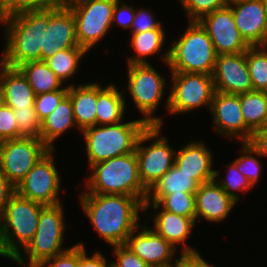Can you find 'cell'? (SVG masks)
Returning <instances> with one entry per match:
<instances>
[{
	"label": "cell",
	"mask_w": 267,
	"mask_h": 267,
	"mask_svg": "<svg viewBox=\"0 0 267 267\" xmlns=\"http://www.w3.org/2000/svg\"><path fill=\"white\" fill-rule=\"evenodd\" d=\"M80 199L94 229L111 246L125 244L128 236L140 225L139 213L144 212V205L136 197L81 192Z\"/></svg>",
	"instance_id": "6da1fadb"
},
{
	"label": "cell",
	"mask_w": 267,
	"mask_h": 267,
	"mask_svg": "<svg viewBox=\"0 0 267 267\" xmlns=\"http://www.w3.org/2000/svg\"><path fill=\"white\" fill-rule=\"evenodd\" d=\"M49 23V9H28L4 21L5 48L0 61L6 66L41 61V48Z\"/></svg>",
	"instance_id": "7a4b0ae2"
},
{
	"label": "cell",
	"mask_w": 267,
	"mask_h": 267,
	"mask_svg": "<svg viewBox=\"0 0 267 267\" xmlns=\"http://www.w3.org/2000/svg\"><path fill=\"white\" fill-rule=\"evenodd\" d=\"M90 170L83 193L129 195L144 205L148 190L140 180L135 151L98 162Z\"/></svg>",
	"instance_id": "3957f363"
},
{
	"label": "cell",
	"mask_w": 267,
	"mask_h": 267,
	"mask_svg": "<svg viewBox=\"0 0 267 267\" xmlns=\"http://www.w3.org/2000/svg\"><path fill=\"white\" fill-rule=\"evenodd\" d=\"M180 36L164 54H160L170 72L212 75L217 53L206 31L197 21H188L185 32Z\"/></svg>",
	"instance_id": "277c9868"
},
{
	"label": "cell",
	"mask_w": 267,
	"mask_h": 267,
	"mask_svg": "<svg viewBox=\"0 0 267 267\" xmlns=\"http://www.w3.org/2000/svg\"><path fill=\"white\" fill-rule=\"evenodd\" d=\"M147 126L142 119H136L85 128L81 133L86 142L88 168L98 162L134 152L138 138Z\"/></svg>",
	"instance_id": "5b68a950"
},
{
	"label": "cell",
	"mask_w": 267,
	"mask_h": 267,
	"mask_svg": "<svg viewBox=\"0 0 267 267\" xmlns=\"http://www.w3.org/2000/svg\"><path fill=\"white\" fill-rule=\"evenodd\" d=\"M63 210L61 203L46 205L41 210L34 238L12 260L13 262L17 263L18 266L20 265V267H37L43 261L67 250V248L62 247L66 229Z\"/></svg>",
	"instance_id": "8992f818"
},
{
	"label": "cell",
	"mask_w": 267,
	"mask_h": 267,
	"mask_svg": "<svg viewBox=\"0 0 267 267\" xmlns=\"http://www.w3.org/2000/svg\"><path fill=\"white\" fill-rule=\"evenodd\" d=\"M127 90L136 106L137 110L143 115L141 118L148 126L161 125V117L155 116L160 102L166 95L165 85L166 76L159 74L152 64H133L127 65Z\"/></svg>",
	"instance_id": "52a82bcc"
},
{
	"label": "cell",
	"mask_w": 267,
	"mask_h": 267,
	"mask_svg": "<svg viewBox=\"0 0 267 267\" xmlns=\"http://www.w3.org/2000/svg\"><path fill=\"white\" fill-rule=\"evenodd\" d=\"M45 206L15 193L0 215L8 249L15 257L34 238L41 210Z\"/></svg>",
	"instance_id": "ba28073f"
},
{
	"label": "cell",
	"mask_w": 267,
	"mask_h": 267,
	"mask_svg": "<svg viewBox=\"0 0 267 267\" xmlns=\"http://www.w3.org/2000/svg\"><path fill=\"white\" fill-rule=\"evenodd\" d=\"M161 125L147 126L138 138L135 153L138 172L143 186L149 191L153 185L173 167L176 150L161 136ZM152 140L150 145L143 143Z\"/></svg>",
	"instance_id": "9c48e42d"
},
{
	"label": "cell",
	"mask_w": 267,
	"mask_h": 267,
	"mask_svg": "<svg viewBox=\"0 0 267 267\" xmlns=\"http://www.w3.org/2000/svg\"><path fill=\"white\" fill-rule=\"evenodd\" d=\"M170 73L172 86H169L171 91L165 103L168 114L182 115L205 106L210 110L215 94L212 75L186 72Z\"/></svg>",
	"instance_id": "30bf717a"
},
{
	"label": "cell",
	"mask_w": 267,
	"mask_h": 267,
	"mask_svg": "<svg viewBox=\"0 0 267 267\" xmlns=\"http://www.w3.org/2000/svg\"><path fill=\"white\" fill-rule=\"evenodd\" d=\"M117 0H69L66 6L76 22L78 45L87 51L107 35L112 24Z\"/></svg>",
	"instance_id": "8fae6325"
},
{
	"label": "cell",
	"mask_w": 267,
	"mask_h": 267,
	"mask_svg": "<svg viewBox=\"0 0 267 267\" xmlns=\"http://www.w3.org/2000/svg\"><path fill=\"white\" fill-rule=\"evenodd\" d=\"M50 150L41 139L33 137L1 141V171L17 187L34 165Z\"/></svg>",
	"instance_id": "7c38bea8"
},
{
	"label": "cell",
	"mask_w": 267,
	"mask_h": 267,
	"mask_svg": "<svg viewBox=\"0 0 267 267\" xmlns=\"http://www.w3.org/2000/svg\"><path fill=\"white\" fill-rule=\"evenodd\" d=\"M54 152L55 149L50 150L27 173L16 187L18 195L44 205L62 203L59 198L61 176L54 163Z\"/></svg>",
	"instance_id": "4fadbf2b"
},
{
	"label": "cell",
	"mask_w": 267,
	"mask_h": 267,
	"mask_svg": "<svg viewBox=\"0 0 267 267\" xmlns=\"http://www.w3.org/2000/svg\"><path fill=\"white\" fill-rule=\"evenodd\" d=\"M197 22L211 38L217 55L242 53L250 47L241 37L229 5L202 16Z\"/></svg>",
	"instance_id": "5bb4252c"
},
{
	"label": "cell",
	"mask_w": 267,
	"mask_h": 267,
	"mask_svg": "<svg viewBox=\"0 0 267 267\" xmlns=\"http://www.w3.org/2000/svg\"><path fill=\"white\" fill-rule=\"evenodd\" d=\"M212 77L217 92L239 95L253 91L246 52L217 55Z\"/></svg>",
	"instance_id": "9a60e30c"
},
{
	"label": "cell",
	"mask_w": 267,
	"mask_h": 267,
	"mask_svg": "<svg viewBox=\"0 0 267 267\" xmlns=\"http://www.w3.org/2000/svg\"><path fill=\"white\" fill-rule=\"evenodd\" d=\"M215 131L228 136L229 139L238 138L242 142H250L253 133L246 127L240 105V94H225L215 91L211 102Z\"/></svg>",
	"instance_id": "2e32d148"
},
{
	"label": "cell",
	"mask_w": 267,
	"mask_h": 267,
	"mask_svg": "<svg viewBox=\"0 0 267 267\" xmlns=\"http://www.w3.org/2000/svg\"><path fill=\"white\" fill-rule=\"evenodd\" d=\"M125 245L150 267H173V259L177 260L173 258L176 248L147 225L140 224L128 236Z\"/></svg>",
	"instance_id": "e0dca14e"
},
{
	"label": "cell",
	"mask_w": 267,
	"mask_h": 267,
	"mask_svg": "<svg viewBox=\"0 0 267 267\" xmlns=\"http://www.w3.org/2000/svg\"><path fill=\"white\" fill-rule=\"evenodd\" d=\"M241 37L249 46L267 44V9L261 0H244L229 4Z\"/></svg>",
	"instance_id": "ac0fdd59"
},
{
	"label": "cell",
	"mask_w": 267,
	"mask_h": 267,
	"mask_svg": "<svg viewBox=\"0 0 267 267\" xmlns=\"http://www.w3.org/2000/svg\"><path fill=\"white\" fill-rule=\"evenodd\" d=\"M78 46L76 22L72 11L66 5L49 9V23L41 48V61H45L58 51Z\"/></svg>",
	"instance_id": "d6986e66"
},
{
	"label": "cell",
	"mask_w": 267,
	"mask_h": 267,
	"mask_svg": "<svg viewBox=\"0 0 267 267\" xmlns=\"http://www.w3.org/2000/svg\"><path fill=\"white\" fill-rule=\"evenodd\" d=\"M205 142L189 141L175 152L176 165L199 184L213 181L219 176V171L213 169V154Z\"/></svg>",
	"instance_id": "ffe728a7"
},
{
	"label": "cell",
	"mask_w": 267,
	"mask_h": 267,
	"mask_svg": "<svg viewBox=\"0 0 267 267\" xmlns=\"http://www.w3.org/2000/svg\"><path fill=\"white\" fill-rule=\"evenodd\" d=\"M236 204L215 180L203 183L195 192L196 221L222 222Z\"/></svg>",
	"instance_id": "44dd1931"
},
{
	"label": "cell",
	"mask_w": 267,
	"mask_h": 267,
	"mask_svg": "<svg viewBox=\"0 0 267 267\" xmlns=\"http://www.w3.org/2000/svg\"><path fill=\"white\" fill-rule=\"evenodd\" d=\"M152 206L156 210L153 216V230L165 238L174 248L182 244L180 252H195L196 249L186 244V240L191 237L193 227L196 225V218L183 217L163 210L157 203H144V211ZM160 208V210H159ZM158 210V212H157Z\"/></svg>",
	"instance_id": "7402d4cb"
},
{
	"label": "cell",
	"mask_w": 267,
	"mask_h": 267,
	"mask_svg": "<svg viewBox=\"0 0 267 267\" xmlns=\"http://www.w3.org/2000/svg\"><path fill=\"white\" fill-rule=\"evenodd\" d=\"M0 86L6 105L14 108H28L34 105V90L18 68L6 66L0 61Z\"/></svg>",
	"instance_id": "603a6c76"
},
{
	"label": "cell",
	"mask_w": 267,
	"mask_h": 267,
	"mask_svg": "<svg viewBox=\"0 0 267 267\" xmlns=\"http://www.w3.org/2000/svg\"><path fill=\"white\" fill-rule=\"evenodd\" d=\"M68 96L73 105L77 129L83 131L96 125L97 82L68 84Z\"/></svg>",
	"instance_id": "cb8c5ba5"
},
{
	"label": "cell",
	"mask_w": 267,
	"mask_h": 267,
	"mask_svg": "<svg viewBox=\"0 0 267 267\" xmlns=\"http://www.w3.org/2000/svg\"><path fill=\"white\" fill-rule=\"evenodd\" d=\"M125 88L118 91L114 84L101 86L97 83L96 125H109L122 122L127 105Z\"/></svg>",
	"instance_id": "d4e9b609"
},
{
	"label": "cell",
	"mask_w": 267,
	"mask_h": 267,
	"mask_svg": "<svg viewBox=\"0 0 267 267\" xmlns=\"http://www.w3.org/2000/svg\"><path fill=\"white\" fill-rule=\"evenodd\" d=\"M74 126L77 127L73 105L70 97L67 95L54 111L42 120L40 139L53 150L55 149L53 147L54 141Z\"/></svg>",
	"instance_id": "484cf974"
},
{
	"label": "cell",
	"mask_w": 267,
	"mask_h": 267,
	"mask_svg": "<svg viewBox=\"0 0 267 267\" xmlns=\"http://www.w3.org/2000/svg\"><path fill=\"white\" fill-rule=\"evenodd\" d=\"M199 184L182 172L176 165H173L148 191L144 203H158L165 195L171 193L196 192Z\"/></svg>",
	"instance_id": "4316f807"
},
{
	"label": "cell",
	"mask_w": 267,
	"mask_h": 267,
	"mask_svg": "<svg viewBox=\"0 0 267 267\" xmlns=\"http://www.w3.org/2000/svg\"><path fill=\"white\" fill-rule=\"evenodd\" d=\"M166 39L164 29H151L143 33H131L130 47L136 55L127 58V65L149 64L146 58L162 53Z\"/></svg>",
	"instance_id": "83f0119b"
},
{
	"label": "cell",
	"mask_w": 267,
	"mask_h": 267,
	"mask_svg": "<svg viewBox=\"0 0 267 267\" xmlns=\"http://www.w3.org/2000/svg\"><path fill=\"white\" fill-rule=\"evenodd\" d=\"M36 95L60 90L64 83L48 67L45 61L26 62L18 67Z\"/></svg>",
	"instance_id": "f1b7e54d"
},
{
	"label": "cell",
	"mask_w": 267,
	"mask_h": 267,
	"mask_svg": "<svg viewBox=\"0 0 267 267\" xmlns=\"http://www.w3.org/2000/svg\"><path fill=\"white\" fill-rule=\"evenodd\" d=\"M240 105L245 125L252 133L267 125V92L240 94Z\"/></svg>",
	"instance_id": "f546056e"
},
{
	"label": "cell",
	"mask_w": 267,
	"mask_h": 267,
	"mask_svg": "<svg viewBox=\"0 0 267 267\" xmlns=\"http://www.w3.org/2000/svg\"><path fill=\"white\" fill-rule=\"evenodd\" d=\"M88 51L81 47L67 48L58 51L53 56L45 60L48 67L56 74V76L64 83L70 80L76 74L80 66L81 58H84ZM75 73V74H74Z\"/></svg>",
	"instance_id": "4dcf8cb0"
},
{
	"label": "cell",
	"mask_w": 267,
	"mask_h": 267,
	"mask_svg": "<svg viewBox=\"0 0 267 267\" xmlns=\"http://www.w3.org/2000/svg\"><path fill=\"white\" fill-rule=\"evenodd\" d=\"M246 61L254 91L267 92V46H250Z\"/></svg>",
	"instance_id": "1f68e13d"
},
{
	"label": "cell",
	"mask_w": 267,
	"mask_h": 267,
	"mask_svg": "<svg viewBox=\"0 0 267 267\" xmlns=\"http://www.w3.org/2000/svg\"><path fill=\"white\" fill-rule=\"evenodd\" d=\"M241 144V153L243 155L232 162L237 166L238 171L243 174L254 187L261 176L262 164L260 160H258V157L260 158L262 155L250 142H242Z\"/></svg>",
	"instance_id": "d6a6232c"
},
{
	"label": "cell",
	"mask_w": 267,
	"mask_h": 267,
	"mask_svg": "<svg viewBox=\"0 0 267 267\" xmlns=\"http://www.w3.org/2000/svg\"><path fill=\"white\" fill-rule=\"evenodd\" d=\"M157 204L167 212L195 218V192L167 194Z\"/></svg>",
	"instance_id": "836d02e7"
},
{
	"label": "cell",
	"mask_w": 267,
	"mask_h": 267,
	"mask_svg": "<svg viewBox=\"0 0 267 267\" xmlns=\"http://www.w3.org/2000/svg\"><path fill=\"white\" fill-rule=\"evenodd\" d=\"M13 112L21 136L40 139L42 121L37 116L35 105L28 108H14Z\"/></svg>",
	"instance_id": "e575fe53"
},
{
	"label": "cell",
	"mask_w": 267,
	"mask_h": 267,
	"mask_svg": "<svg viewBox=\"0 0 267 267\" xmlns=\"http://www.w3.org/2000/svg\"><path fill=\"white\" fill-rule=\"evenodd\" d=\"M228 166L229 169L225 177L222 179L220 178L219 181L218 179L214 180L234 201L238 202L241 197L236 192L244 191L246 194L253 186L248 179L238 171L237 166L233 162L228 163Z\"/></svg>",
	"instance_id": "d590c367"
},
{
	"label": "cell",
	"mask_w": 267,
	"mask_h": 267,
	"mask_svg": "<svg viewBox=\"0 0 267 267\" xmlns=\"http://www.w3.org/2000/svg\"><path fill=\"white\" fill-rule=\"evenodd\" d=\"M189 21H198L202 16L228 5L226 0H178Z\"/></svg>",
	"instance_id": "8d00e7d4"
},
{
	"label": "cell",
	"mask_w": 267,
	"mask_h": 267,
	"mask_svg": "<svg viewBox=\"0 0 267 267\" xmlns=\"http://www.w3.org/2000/svg\"><path fill=\"white\" fill-rule=\"evenodd\" d=\"M68 95V86L60 90L51 91L35 96V111L42 121L60 104V102Z\"/></svg>",
	"instance_id": "74e56055"
},
{
	"label": "cell",
	"mask_w": 267,
	"mask_h": 267,
	"mask_svg": "<svg viewBox=\"0 0 267 267\" xmlns=\"http://www.w3.org/2000/svg\"><path fill=\"white\" fill-rule=\"evenodd\" d=\"M21 137L13 109L5 105L0 109V142Z\"/></svg>",
	"instance_id": "f35d334b"
},
{
	"label": "cell",
	"mask_w": 267,
	"mask_h": 267,
	"mask_svg": "<svg viewBox=\"0 0 267 267\" xmlns=\"http://www.w3.org/2000/svg\"><path fill=\"white\" fill-rule=\"evenodd\" d=\"M52 258L43 261L37 267H79V243Z\"/></svg>",
	"instance_id": "ab89813d"
},
{
	"label": "cell",
	"mask_w": 267,
	"mask_h": 267,
	"mask_svg": "<svg viewBox=\"0 0 267 267\" xmlns=\"http://www.w3.org/2000/svg\"><path fill=\"white\" fill-rule=\"evenodd\" d=\"M151 10L139 8L135 10V17L131 27V33H143L151 29H164L163 24L155 19Z\"/></svg>",
	"instance_id": "60d3db41"
},
{
	"label": "cell",
	"mask_w": 267,
	"mask_h": 267,
	"mask_svg": "<svg viewBox=\"0 0 267 267\" xmlns=\"http://www.w3.org/2000/svg\"><path fill=\"white\" fill-rule=\"evenodd\" d=\"M112 247L116 256V260L112 261V263L116 267H150L138 255L133 253L125 244L115 245Z\"/></svg>",
	"instance_id": "b9f144b4"
},
{
	"label": "cell",
	"mask_w": 267,
	"mask_h": 267,
	"mask_svg": "<svg viewBox=\"0 0 267 267\" xmlns=\"http://www.w3.org/2000/svg\"><path fill=\"white\" fill-rule=\"evenodd\" d=\"M135 17V8L133 5L128 6L126 3H122L121 0H117L114 11L112 24H116L115 27L122 26L124 29H131Z\"/></svg>",
	"instance_id": "7bdbcfd3"
},
{
	"label": "cell",
	"mask_w": 267,
	"mask_h": 267,
	"mask_svg": "<svg viewBox=\"0 0 267 267\" xmlns=\"http://www.w3.org/2000/svg\"><path fill=\"white\" fill-rule=\"evenodd\" d=\"M101 251H96L92 256L87 255L86 248L79 242V267H110V263Z\"/></svg>",
	"instance_id": "ee69618b"
},
{
	"label": "cell",
	"mask_w": 267,
	"mask_h": 267,
	"mask_svg": "<svg viewBox=\"0 0 267 267\" xmlns=\"http://www.w3.org/2000/svg\"><path fill=\"white\" fill-rule=\"evenodd\" d=\"M180 258L174 261L173 267H212L201 257L199 251L186 252L180 254Z\"/></svg>",
	"instance_id": "f6af8a7d"
},
{
	"label": "cell",
	"mask_w": 267,
	"mask_h": 267,
	"mask_svg": "<svg viewBox=\"0 0 267 267\" xmlns=\"http://www.w3.org/2000/svg\"><path fill=\"white\" fill-rule=\"evenodd\" d=\"M15 193L16 187L8 180L0 168V215Z\"/></svg>",
	"instance_id": "bcb514c9"
},
{
	"label": "cell",
	"mask_w": 267,
	"mask_h": 267,
	"mask_svg": "<svg viewBox=\"0 0 267 267\" xmlns=\"http://www.w3.org/2000/svg\"><path fill=\"white\" fill-rule=\"evenodd\" d=\"M250 143L263 158L267 157V125L253 133Z\"/></svg>",
	"instance_id": "7dc6e473"
},
{
	"label": "cell",
	"mask_w": 267,
	"mask_h": 267,
	"mask_svg": "<svg viewBox=\"0 0 267 267\" xmlns=\"http://www.w3.org/2000/svg\"><path fill=\"white\" fill-rule=\"evenodd\" d=\"M0 11L6 17L26 11V0H0Z\"/></svg>",
	"instance_id": "c3c4849f"
},
{
	"label": "cell",
	"mask_w": 267,
	"mask_h": 267,
	"mask_svg": "<svg viewBox=\"0 0 267 267\" xmlns=\"http://www.w3.org/2000/svg\"><path fill=\"white\" fill-rule=\"evenodd\" d=\"M67 0H26L28 9H57L67 4Z\"/></svg>",
	"instance_id": "681fc988"
},
{
	"label": "cell",
	"mask_w": 267,
	"mask_h": 267,
	"mask_svg": "<svg viewBox=\"0 0 267 267\" xmlns=\"http://www.w3.org/2000/svg\"><path fill=\"white\" fill-rule=\"evenodd\" d=\"M0 257H6L11 261L15 258L14 254L8 249L1 224H0Z\"/></svg>",
	"instance_id": "f907efd6"
},
{
	"label": "cell",
	"mask_w": 267,
	"mask_h": 267,
	"mask_svg": "<svg viewBox=\"0 0 267 267\" xmlns=\"http://www.w3.org/2000/svg\"><path fill=\"white\" fill-rule=\"evenodd\" d=\"M6 105L4 92L0 86V109Z\"/></svg>",
	"instance_id": "816d5d0a"
},
{
	"label": "cell",
	"mask_w": 267,
	"mask_h": 267,
	"mask_svg": "<svg viewBox=\"0 0 267 267\" xmlns=\"http://www.w3.org/2000/svg\"><path fill=\"white\" fill-rule=\"evenodd\" d=\"M6 16L2 13V12H0V23L3 25V23H4V21L6 20Z\"/></svg>",
	"instance_id": "f5cc1de1"
},
{
	"label": "cell",
	"mask_w": 267,
	"mask_h": 267,
	"mask_svg": "<svg viewBox=\"0 0 267 267\" xmlns=\"http://www.w3.org/2000/svg\"><path fill=\"white\" fill-rule=\"evenodd\" d=\"M226 1H227L228 5H229V4H233V3L244 1V0H226Z\"/></svg>",
	"instance_id": "db71d44e"
},
{
	"label": "cell",
	"mask_w": 267,
	"mask_h": 267,
	"mask_svg": "<svg viewBox=\"0 0 267 267\" xmlns=\"http://www.w3.org/2000/svg\"><path fill=\"white\" fill-rule=\"evenodd\" d=\"M261 1L264 4V6L266 7V9H267V0H261Z\"/></svg>",
	"instance_id": "11a10c76"
},
{
	"label": "cell",
	"mask_w": 267,
	"mask_h": 267,
	"mask_svg": "<svg viewBox=\"0 0 267 267\" xmlns=\"http://www.w3.org/2000/svg\"><path fill=\"white\" fill-rule=\"evenodd\" d=\"M110 267H116V266L111 262Z\"/></svg>",
	"instance_id": "9f6ffc18"
}]
</instances>
